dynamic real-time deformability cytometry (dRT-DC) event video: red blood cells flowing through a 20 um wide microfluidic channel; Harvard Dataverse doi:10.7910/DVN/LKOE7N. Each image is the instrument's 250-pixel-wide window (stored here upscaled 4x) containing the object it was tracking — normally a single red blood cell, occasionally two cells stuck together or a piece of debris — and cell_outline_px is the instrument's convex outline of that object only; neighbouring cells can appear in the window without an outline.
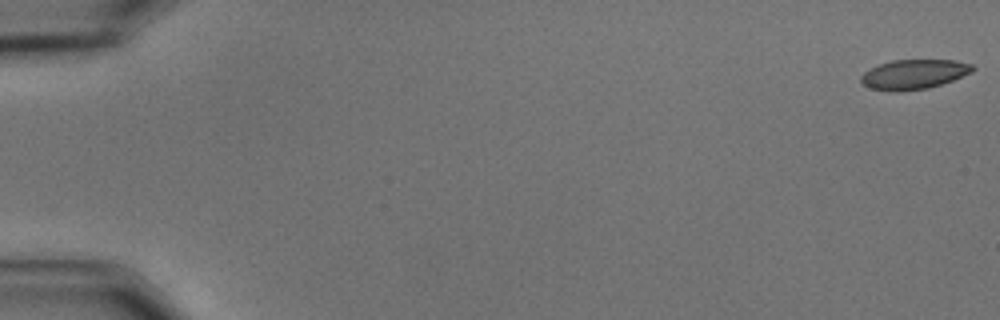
{"species": "common noctule bat (a hibernating species)", "species_latin": "Nyctalus noctula", "temperature_condition": "cold", "stored_images_in_passage": 58, "camera_frame_rate_fps": 3000, "um_per_image_px": 0.085, "animal": {"sex": "male", "body_mass_g": 15.6}, "frame": {"image": 1, "passage_image": 1, "time_ms": 0.0, "image_size_px": [1000, 320], "cell_outline_px": [[976, 68], [972, 72], [952, 80], [928, 88], [900, 92], [888, 92], [872, 88], [864, 84], [860, 80], [860, 76], [864, 72], [880, 64], [892, 60], [956, 60], [972, 64]], "centroid_in_image_um": [77.68, 6.32], "position_along_channel_um": 7.3, "area_um2": 19.31}}
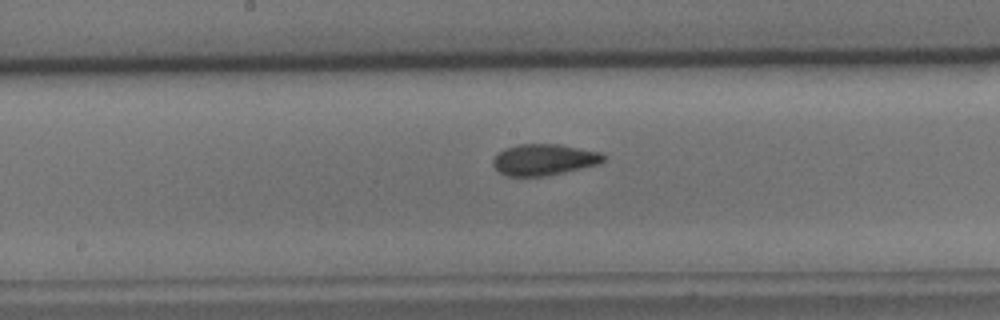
{"frame": {"image": 2, "passage_image": 31, "time_ms": 10.0, "image_size_px": [1000, 320], "cell_outline_px": [[604, 160], [600, 164], [564, 172], [544, 176], [504, 176], [492, 164], [492, 160], [504, 148], [520, 144], [560, 144], [600, 152], [604, 156]], "centroid_in_image_um": [46.23, 13.57], "position_along_channel_um": 202.0, "area_um2": 20.06}}
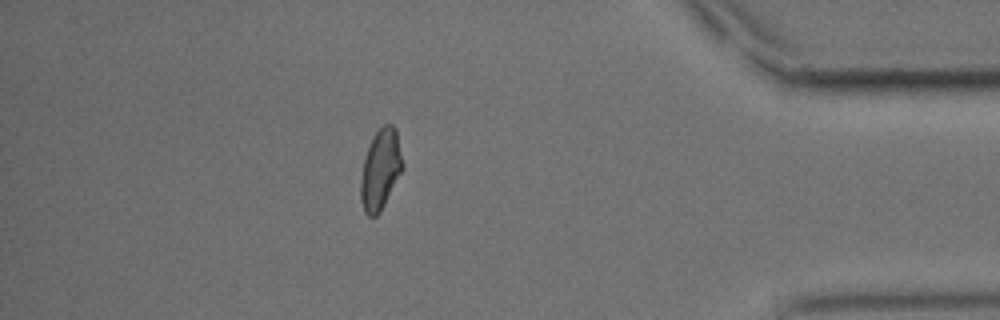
{"frame": {"image": 3, "passage_image": 51, "time_ms": 16.667, "image_size_px": [1000, 320], "cell_outline_px": [[404, 168], [380, 212], [376, 216], [368, 216], [364, 212], [360, 200], [360, 180], [364, 160], [372, 136], [384, 124], [392, 124], [396, 128], [404, 164]], "centroid_in_image_um": [32.35, 14.41], "position_along_channel_um": 402.9, "area_um2": 19.77}, "authors_computed_cell_mechanics": {"area_um2": 19.9699, "velocity_mm_per_s": 3.5329, "shape_relaxation_time_tau1_ms": 7.4072, "shape_relaxation_time_tau2_ms": 2.0756, "deformation_change_tau1": 0.1542, "deformation_change_tau2": 0.0553}}